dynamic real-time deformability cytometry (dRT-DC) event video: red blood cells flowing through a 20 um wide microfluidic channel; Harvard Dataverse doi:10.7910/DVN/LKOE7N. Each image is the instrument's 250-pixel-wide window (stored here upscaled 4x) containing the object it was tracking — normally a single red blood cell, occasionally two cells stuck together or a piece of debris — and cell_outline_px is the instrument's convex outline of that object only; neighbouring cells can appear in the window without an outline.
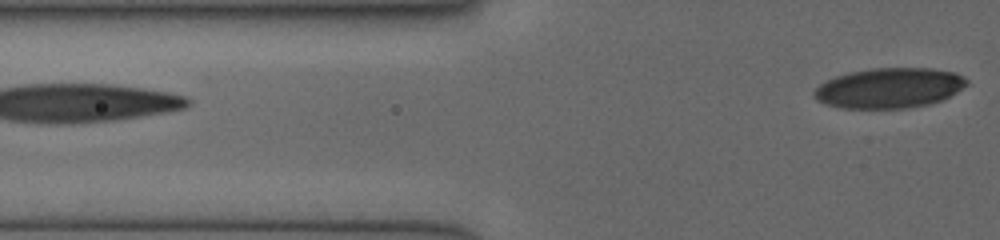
{"species": "human", "species_latin": "Homo sapiens", "temperature_condition": "cold", "stored_images_in_passage": 5, "camera_frame_rate_fps": 3000, "um_per_image_px": 0.085, "donor": {"sex": "female"}, "frame": {"image": 1, "passage_image": 5, "time_ms": 5.0, "image_size_px": [1000, 240], "cell_outline_px": [[968, 84], [956, 92], [940, 100], [928, 104], [904, 108], [844, 108], [824, 104], [816, 100], [812, 96], [812, 92], [820, 84], [836, 76], [848, 72], [872, 68], [932, 68], [952, 72], [964, 76], [968, 80]], "centroid_in_image_um": [75.55, 7.47], "position_along_channel_um": 50.2, "area_um2": 35.66}}